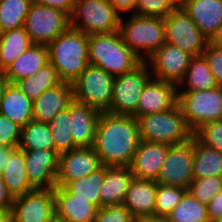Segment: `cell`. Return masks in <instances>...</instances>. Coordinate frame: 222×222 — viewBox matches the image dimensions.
I'll use <instances>...</instances> for the list:
<instances>
[{
  "mask_svg": "<svg viewBox=\"0 0 222 222\" xmlns=\"http://www.w3.org/2000/svg\"><path fill=\"white\" fill-rule=\"evenodd\" d=\"M63 81L59 78L57 70L48 62L35 74L18 80L15 84L31 100L38 98L46 90L51 89Z\"/></svg>",
  "mask_w": 222,
  "mask_h": 222,
  "instance_id": "cell-31",
  "label": "cell"
},
{
  "mask_svg": "<svg viewBox=\"0 0 222 222\" xmlns=\"http://www.w3.org/2000/svg\"><path fill=\"white\" fill-rule=\"evenodd\" d=\"M188 191L200 203L208 206L213 196L222 191V177L194 178Z\"/></svg>",
  "mask_w": 222,
  "mask_h": 222,
  "instance_id": "cell-38",
  "label": "cell"
},
{
  "mask_svg": "<svg viewBox=\"0 0 222 222\" xmlns=\"http://www.w3.org/2000/svg\"><path fill=\"white\" fill-rule=\"evenodd\" d=\"M165 41L192 56L202 55L209 40L179 5L164 18Z\"/></svg>",
  "mask_w": 222,
  "mask_h": 222,
  "instance_id": "cell-10",
  "label": "cell"
},
{
  "mask_svg": "<svg viewBox=\"0 0 222 222\" xmlns=\"http://www.w3.org/2000/svg\"><path fill=\"white\" fill-rule=\"evenodd\" d=\"M177 91L174 83L150 79L143 88L134 117L171 109L178 102Z\"/></svg>",
  "mask_w": 222,
  "mask_h": 222,
  "instance_id": "cell-17",
  "label": "cell"
},
{
  "mask_svg": "<svg viewBox=\"0 0 222 222\" xmlns=\"http://www.w3.org/2000/svg\"><path fill=\"white\" fill-rule=\"evenodd\" d=\"M0 114L23 127L33 120V100L15 83H8L0 100Z\"/></svg>",
  "mask_w": 222,
  "mask_h": 222,
  "instance_id": "cell-25",
  "label": "cell"
},
{
  "mask_svg": "<svg viewBox=\"0 0 222 222\" xmlns=\"http://www.w3.org/2000/svg\"><path fill=\"white\" fill-rule=\"evenodd\" d=\"M102 166L99 156L92 147H77L60 154L56 186L90 175Z\"/></svg>",
  "mask_w": 222,
  "mask_h": 222,
  "instance_id": "cell-15",
  "label": "cell"
},
{
  "mask_svg": "<svg viewBox=\"0 0 222 222\" xmlns=\"http://www.w3.org/2000/svg\"><path fill=\"white\" fill-rule=\"evenodd\" d=\"M194 178L222 177V153L201 143L194 136Z\"/></svg>",
  "mask_w": 222,
  "mask_h": 222,
  "instance_id": "cell-28",
  "label": "cell"
},
{
  "mask_svg": "<svg viewBox=\"0 0 222 222\" xmlns=\"http://www.w3.org/2000/svg\"><path fill=\"white\" fill-rule=\"evenodd\" d=\"M179 3L180 0H137L134 14L165 18Z\"/></svg>",
  "mask_w": 222,
  "mask_h": 222,
  "instance_id": "cell-39",
  "label": "cell"
},
{
  "mask_svg": "<svg viewBox=\"0 0 222 222\" xmlns=\"http://www.w3.org/2000/svg\"><path fill=\"white\" fill-rule=\"evenodd\" d=\"M73 101V86L70 82L46 90L33 100V120L48 123Z\"/></svg>",
  "mask_w": 222,
  "mask_h": 222,
  "instance_id": "cell-20",
  "label": "cell"
},
{
  "mask_svg": "<svg viewBox=\"0 0 222 222\" xmlns=\"http://www.w3.org/2000/svg\"><path fill=\"white\" fill-rule=\"evenodd\" d=\"M27 177L34 189L56 186L60 155L55 150H23Z\"/></svg>",
  "mask_w": 222,
  "mask_h": 222,
  "instance_id": "cell-16",
  "label": "cell"
},
{
  "mask_svg": "<svg viewBox=\"0 0 222 222\" xmlns=\"http://www.w3.org/2000/svg\"><path fill=\"white\" fill-rule=\"evenodd\" d=\"M157 181L134 178L123 201L130 213L142 222L153 216L156 206Z\"/></svg>",
  "mask_w": 222,
  "mask_h": 222,
  "instance_id": "cell-21",
  "label": "cell"
},
{
  "mask_svg": "<svg viewBox=\"0 0 222 222\" xmlns=\"http://www.w3.org/2000/svg\"><path fill=\"white\" fill-rule=\"evenodd\" d=\"M192 57L188 52L165 42L146 62L150 65V71L155 79L178 86L187 72Z\"/></svg>",
  "mask_w": 222,
  "mask_h": 222,
  "instance_id": "cell-14",
  "label": "cell"
},
{
  "mask_svg": "<svg viewBox=\"0 0 222 222\" xmlns=\"http://www.w3.org/2000/svg\"><path fill=\"white\" fill-rule=\"evenodd\" d=\"M32 3L52 7L65 12L69 17L74 9L75 0H31Z\"/></svg>",
  "mask_w": 222,
  "mask_h": 222,
  "instance_id": "cell-44",
  "label": "cell"
},
{
  "mask_svg": "<svg viewBox=\"0 0 222 222\" xmlns=\"http://www.w3.org/2000/svg\"><path fill=\"white\" fill-rule=\"evenodd\" d=\"M49 62L63 82L72 83L89 65L88 35L69 27L48 45Z\"/></svg>",
  "mask_w": 222,
  "mask_h": 222,
  "instance_id": "cell-2",
  "label": "cell"
},
{
  "mask_svg": "<svg viewBox=\"0 0 222 222\" xmlns=\"http://www.w3.org/2000/svg\"><path fill=\"white\" fill-rule=\"evenodd\" d=\"M179 5L212 41L222 28V0H180Z\"/></svg>",
  "mask_w": 222,
  "mask_h": 222,
  "instance_id": "cell-18",
  "label": "cell"
},
{
  "mask_svg": "<svg viewBox=\"0 0 222 222\" xmlns=\"http://www.w3.org/2000/svg\"><path fill=\"white\" fill-rule=\"evenodd\" d=\"M49 62L48 47L44 44H33L4 71L9 83L35 74Z\"/></svg>",
  "mask_w": 222,
  "mask_h": 222,
  "instance_id": "cell-26",
  "label": "cell"
},
{
  "mask_svg": "<svg viewBox=\"0 0 222 222\" xmlns=\"http://www.w3.org/2000/svg\"><path fill=\"white\" fill-rule=\"evenodd\" d=\"M33 44L24 27L0 33V69L5 70Z\"/></svg>",
  "mask_w": 222,
  "mask_h": 222,
  "instance_id": "cell-29",
  "label": "cell"
},
{
  "mask_svg": "<svg viewBox=\"0 0 222 222\" xmlns=\"http://www.w3.org/2000/svg\"><path fill=\"white\" fill-rule=\"evenodd\" d=\"M21 138V126L0 114V145L18 147Z\"/></svg>",
  "mask_w": 222,
  "mask_h": 222,
  "instance_id": "cell-42",
  "label": "cell"
},
{
  "mask_svg": "<svg viewBox=\"0 0 222 222\" xmlns=\"http://www.w3.org/2000/svg\"><path fill=\"white\" fill-rule=\"evenodd\" d=\"M11 211L15 222H52L56 214L54 188L34 189L14 197Z\"/></svg>",
  "mask_w": 222,
  "mask_h": 222,
  "instance_id": "cell-13",
  "label": "cell"
},
{
  "mask_svg": "<svg viewBox=\"0 0 222 222\" xmlns=\"http://www.w3.org/2000/svg\"><path fill=\"white\" fill-rule=\"evenodd\" d=\"M89 64L114 77L137 67L142 60L124 43L119 31L88 35Z\"/></svg>",
  "mask_w": 222,
  "mask_h": 222,
  "instance_id": "cell-3",
  "label": "cell"
},
{
  "mask_svg": "<svg viewBox=\"0 0 222 222\" xmlns=\"http://www.w3.org/2000/svg\"><path fill=\"white\" fill-rule=\"evenodd\" d=\"M70 27V17L58 9L32 3L24 29L34 44L48 45Z\"/></svg>",
  "mask_w": 222,
  "mask_h": 222,
  "instance_id": "cell-11",
  "label": "cell"
},
{
  "mask_svg": "<svg viewBox=\"0 0 222 222\" xmlns=\"http://www.w3.org/2000/svg\"><path fill=\"white\" fill-rule=\"evenodd\" d=\"M93 222H138V220L121 204L99 208Z\"/></svg>",
  "mask_w": 222,
  "mask_h": 222,
  "instance_id": "cell-41",
  "label": "cell"
},
{
  "mask_svg": "<svg viewBox=\"0 0 222 222\" xmlns=\"http://www.w3.org/2000/svg\"><path fill=\"white\" fill-rule=\"evenodd\" d=\"M169 148L166 144L141 140L130 164L135 178L156 181Z\"/></svg>",
  "mask_w": 222,
  "mask_h": 222,
  "instance_id": "cell-19",
  "label": "cell"
},
{
  "mask_svg": "<svg viewBox=\"0 0 222 222\" xmlns=\"http://www.w3.org/2000/svg\"><path fill=\"white\" fill-rule=\"evenodd\" d=\"M0 176L13 198L34 190L27 177L25 152L19 147L12 152Z\"/></svg>",
  "mask_w": 222,
  "mask_h": 222,
  "instance_id": "cell-27",
  "label": "cell"
},
{
  "mask_svg": "<svg viewBox=\"0 0 222 222\" xmlns=\"http://www.w3.org/2000/svg\"><path fill=\"white\" fill-rule=\"evenodd\" d=\"M194 136L191 140L171 145L160 169L157 183L189 189L193 176Z\"/></svg>",
  "mask_w": 222,
  "mask_h": 222,
  "instance_id": "cell-12",
  "label": "cell"
},
{
  "mask_svg": "<svg viewBox=\"0 0 222 222\" xmlns=\"http://www.w3.org/2000/svg\"><path fill=\"white\" fill-rule=\"evenodd\" d=\"M120 19L108 0H75L70 27L86 35L112 33L119 31Z\"/></svg>",
  "mask_w": 222,
  "mask_h": 222,
  "instance_id": "cell-6",
  "label": "cell"
},
{
  "mask_svg": "<svg viewBox=\"0 0 222 222\" xmlns=\"http://www.w3.org/2000/svg\"><path fill=\"white\" fill-rule=\"evenodd\" d=\"M137 0H108L118 13L132 11L134 14Z\"/></svg>",
  "mask_w": 222,
  "mask_h": 222,
  "instance_id": "cell-46",
  "label": "cell"
},
{
  "mask_svg": "<svg viewBox=\"0 0 222 222\" xmlns=\"http://www.w3.org/2000/svg\"><path fill=\"white\" fill-rule=\"evenodd\" d=\"M140 142L137 118L101 112L93 148L102 165L130 166Z\"/></svg>",
  "mask_w": 222,
  "mask_h": 222,
  "instance_id": "cell-1",
  "label": "cell"
},
{
  "mask_svg": "<svg viewBox=\"0 0 222 222\" xmlns=\"http://www.w3.org/2000/svg\"><path fill=\"white\" fill-rule=\"evenodd\" d=\"M185 81L189 88L184 91L210 90L219 86L203 54L192 57L187 72L177 88L183 85Z\"/></svg>",
  "mask_w": 222,
  "mask_h": 222,
  "instance_id": "cell-32",
  "label": "cell"
},
{
  "mask_svg": "<svg viewBox=\"0 0 222 222\" xmlns=\"http://www.w3.org/2000/svg\"><path fill=\"white\" fill-rule=\"evenodd\" d=\"M134 178L130 166H105V178L100 188L101 207L123 204Z\"/></svg>",
  "mask_w": 222,
  "mask_h": 222,
  "instance_id": "cell-23",
  "label": "cell"
},
{
  "mask_svg": "<svg viewBox=\"0 0 222 222\" xmlns=\"http://www.w3.org/2000/svg\"><path fill=\"white\" fill-rule=\"evenodd\" d=\"M210 222H222V216L220 218L211 220Z\"/></svg>",
  "mask_w": 222,
  "mask_h": 222,
  "instance_id": "cell-54",
  "label": "cell"
},
{
  "mask_svg": "<svg viewBox=\"0 0 222 222\" xmlns=\"http://www.w3.org/2000/svg\"><path fill=\"white\" fill-rule=\"evenodd\" d=\"M105 178V165H102L90 175L71 180L63 188L74 198L88 199L89 202L101 208L100 188Z\"/></svg>",
  "mask_w": 222,
  "mask_h": 222,
  "instance_id": "cell-30",
  "label": "cell"
},
{
  "mask_svg": "<svg viewBox=\"0 0 222 222\" xmlns=\"http://www.w3.org/2000/svg\"><path fill=\"white\" fill-rule=\"evenodd\" d=\"M137 121L140 138L145 142L171 146L183 144L194 136L178 102L166 111L138 116Z\"/></svg>",
  "mask_w": 222,
  "mask_h": 222,
  "instance_id": "cell-4",
  "label": "cell"
},
{
  "mask_svg": "<svg viewBox=\"0 0 222 222\" xmlns=\"http://www.w3.org/2000/svg\"><path fill=\"white\" fill-rule=\"evenodd\" d=\"M13 197L6 188L0 176V209H9L12 206Z\"/></svg>",
  "mask_w": 222,
  "mask_h": 222,
  "instance_id": "cell-47",
  "label": "cell"
},
{
  "mask_svg": "<svg viewBox=\"0 0 222 222\" xmlns=\"http://www.w3.org/2000/svg\"><path fill=\"white\" fill-rule=\"evenodd\" d=\"M19 148L22 150H54L48 123L32 120L21 127Z\"/></svg>",
  "mask_w": 222,
  "mask_h": 222,
  "instance_id": "cell-33",
  "label": "cell"
},
{
  "mask_svg": "<svg viewBox=\"0 0 222 222\" xmlns=\"http://www.w3.org/2000/svg\"><path fill=\"white\" fill-rule=\"evenodd\" d=\"M16 148L17 147L0 145V175L3 173L5 166L7 165V162L9 160V157Z\"/></svg>",
  "mask_w": 222,
  "mask_h": 222,
  "instance_id": "cell-48",
  "label": "cell"
},
{
  "mask_svg": "<svg viewBox=\"0 0 222 222\" xmlns=\"http://www.w3.org/2000/svg\"><path fill=\"white\" fill-rule=\"evenodd\" d=\"M113 80V75L89 64L72 82L73 100L100 112H108L112 100Z\"/></svg>",
  "mask_w": 222,
  "mask_h": 222,
  "instance_id": "cell-8",
  "label": "cell"
},
{
  "mask_svg": "<svg viewBox=\"0 0 222 222\" xmlns=\"http://www.w3.org/2000/svg\"><path fill=\"white\" fill-rule=\"evenodd\" d=\"M208 216L210 221L222 216V191L216 193L208 204Z\"/></svg>",
  "mask_w": 222,
  "mask_h": 222,
  "instance_id": "cell-45",
  "label": "cell"
},
{
  "mask_svg": "<svg viewBox=\"0 0 222 222\" xmlns=\"http://www.w3.org/2000/svg\"><path fill=\"white\" fill-rule=\"evenodd\" d=\"M12 221V211L9 209H0V222H11Z\"/></svg>",
  "mask_w": 222,
  "mask_h": 222,
  "instance_id": "cell-50",
  "label": "cell"
},
{
  "mask_svg": "<svg viewBox=\"0 0 222 222\" xmlns=\"http://www.w3.org/2000/svg\"><path fill=\"white\" fill-rule=\"evenodd\" d=\"M31 0H3L0 2V33L24 27Z\"/></svg>",
  "mask_w": 222,
  "mask_h": 222,
  "instance_id": "cell-35",
  "label": "cell"
},
{
  "mask_svg": "<svg viewBox=\"0 0 222 222\" xmlns=\"http://www.w3.org/2000/svg\"><path fill=\"white\" fill-rule=\"evenodd\" d=\"M203 55L217 84L222 86V48L209 41Z\"/></svg>",
  "mask_w": 222,
  "mask_h": 222,
  "instance_id": "cell-43",
  "label": "cell"
},
{
  "mask_svg": "<svg viewBox=\"0 0 222 222\" xmlns=\"http://www.w3.org/2000/svg\"><path fill=\"white\" fill-rule=\"evenodd\" d=\"M194 136L204 145L222 153V119L203 125Z\"/></svg>",
  "mask_w": 222,
  "mask_h": 222,
  "instance_id": "cell-40",
  "label": "cell"
},
{
  "mask_svg": "<svg viewBox=\"0 0 222 222\" xmlns=\"http://www.w3.org/2000/svg\"><path fill=\"white\" fill-rule=\"evenodd\" d=\"M8 83L9 81L7 80V77L5 75V71L0 69V100Z\"/></svg>",
  "mask_w": 222,
  "mask_h": 222,
  "instance_id": "cell-49",
  "label": "cell"
},
{
  "mask_svg": "<svg viewBox=\"0 0 222 222\" xmlns=\"http://www.w3.org/2000/svg\"><path fill=\"white\" fill-rule=\"evenodd\" d=\"M52 222H73V221L61 218L55 214Z\"/></svg>",
  "mask_w": 222,
  "mask_h": 222,
  "instance_id": "cell-53",
  "label": "cell"
},
{
  "mask_svg": "<svg viewBox=\"0 0 222 222\" xmlns=\"http://www.w3.org/2000/svg\"><path fill=\"white\" fill-rule=\"evenodd\" d=\"M177 96L193 133L205 124L222 119V86L210 90L178 91Z\"/></svg>",
  "mask_w": 222,
  "mask_h": 222,
  "instance_id": "cell-7",
  "label": "cell"
},
{
  "mask_svg": "<svg viewBox=\"0 0 222 222\" xmlns=\"http://www.w3.org/2000/svg\"><path fill=\"white\" fill-rule=\"evenodd\" d=\"M211 42L222 48V28Z\"/></svg>",
  "mask_w": 222,
  "mask_h": 222,
  "instance_id": "cell-52",
  "label": "cell"
},
{
  "mask_svg": "<svg viewBox=\"0 0 222 222\" xmlns=\"http://www.w3.org/2000/svg\"><path fill=\"white\" fill-rule=\"evenodd\" d=\"M147 62L142 61L133 70L117 75L113 80L112 100L108 113L115 115L136 114L141 93L149 77L150 68ZM149 71V72H148Z\"/></svg>",
  "mask_w": 222,
  "mask_h": 222,
  "instance_id": "cell-9",
  "label": "cell"
},
{
  "mask_svg": "<svg viewBox=\"0 0 222 222\" xmlns=\"http://www.w3.org/2000/svg\"><path fill=\"white\" fill-rule=\"evenodd\" d=\"M187 189L177 186L157 184L156 206L154 215L168 216L171 211L181 202Z\"/></svg>",
  "mask_w": 222,
  "mask_h": 222,
  "instance_id": "cell-37",
  "label": "cell"
},
{
  "mask_svg": "<svg viewBox=\"0 0 222 222\" xmlns=\"http://www.w3.org/2000/svg\"><path fill=\"white\" fill-rule=\"evenodd\" d=\"M122 21L121 18L119 33L122 40L142 61L166 42L164 18L132 14L128 21Z\"/></svg>",
  "mask_w": 222,
  "mask_h": 222,
  "instance_id": "cell-5",
  "label": "cell"
},
{
  "mask_svg": "<svg viewBox=\"0 0 222 222\" xmlns=\"http://www.w3.org/2000/svg\"><path fill=\"white\" fill-rule=\"evenodd\" d=\"M56 215L73 222H93L98 207L88 199L74 198L62 186L54 187Z\"/></svg>",
  "mask_w": 222,
  "mask_h": 222,
  "instance_id": "cell-24",
  "label": "cell"
},
{
  "mask_svg": "<svg viewBox=\"0 0 222 222\" xmlns=\"http://www.w3.org/2000/svg\"><path fill=\"white\" fill-rule=\"evenodd\" d=\"M48 125L54 142V150L59 155L77 148L73 143L71 133L70 104L68 108L61 111L50 120Z\"/></svg>",
  "mask_w": 222,
  "mask_h": 222,
  "instance_id": "cell-36",
  "label": "cell"
},
{
  "mask_svg": "<svg viewBox=\"0 0 222 222\" xmlns=\"http://www.w3.org/2000/svg\"><path fill=\"white\" fill-rule=\"evenodd\" d=\"M142 222H172L168 216H150L145 218Z\"/></svg>",
  "mask_w": 222,
  "mask_h": 222,
  "instance_id": "cell-51",
  "label": "cell"
},
{
  "mask_svg": "<svg viewBox=\"0 0 222 222\" xmlns=\"http://www.w3.org/2000/svg\"><path fill=\"white\" fill-rule=\"evenodd\" d=\"M101 112L73 100L70 103L71 133L76 147H92Z\"/></svg>",
  "mask_w": 222,
  "mask_h": 222,
  "instance_id": "cell-22",
  "label": "cell"
},
{
  "mask_svg": "<svg viewBox=\"0 0 222 222\" xmlns=\"http://www.w3.org/2000/svg\"><path fill=\"white\" fill-rule=\"evenodd\" d=\"M168 217L172 222H210L208 206L200 203L188 190Z\"/></svg>",
  "mask_w": 222,
  "mask_h": 222,
  "instance_id": "cell-34",
  "label": "cell"
}]
</instances>
